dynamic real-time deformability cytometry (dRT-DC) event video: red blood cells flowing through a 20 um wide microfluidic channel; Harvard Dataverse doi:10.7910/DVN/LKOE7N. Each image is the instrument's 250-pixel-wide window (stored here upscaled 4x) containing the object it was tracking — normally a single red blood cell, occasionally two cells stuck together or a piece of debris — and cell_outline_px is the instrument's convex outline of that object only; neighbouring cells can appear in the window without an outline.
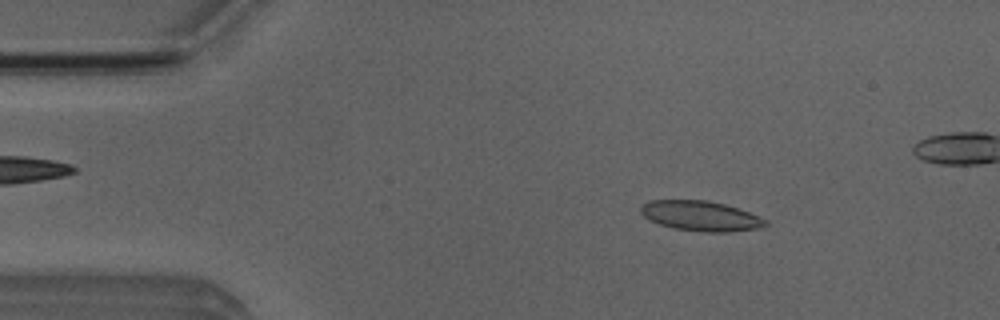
{"species": "Egyptian fruit bat (a non-hibernating species)", "species_latin": "Rousettus aegyptiacus", "temperature_condition": "room temperature", "stored_images_in_passage": 31, "camera_frame_rate_fps": 3000, "um_per_image_px": 0.085, "animal": {"sex": "male"}, "frame": {"image": 1, "passage_image": 2, "time_ms": 0.333, "image_size_px": [1000, 320], "cell_outline_px": [[768, 224], [764, 228], [728, 232], [708, 232], [672, 228], [648, 220], [640, 212], [640, 204], [648, 200], [708, 200], [724, 204], [748, 212], [768, 220]], "centroid_in_image_um": [59.55, 18.35], "position_along_channel_um": 25.5, "area_um2": 22.02}}
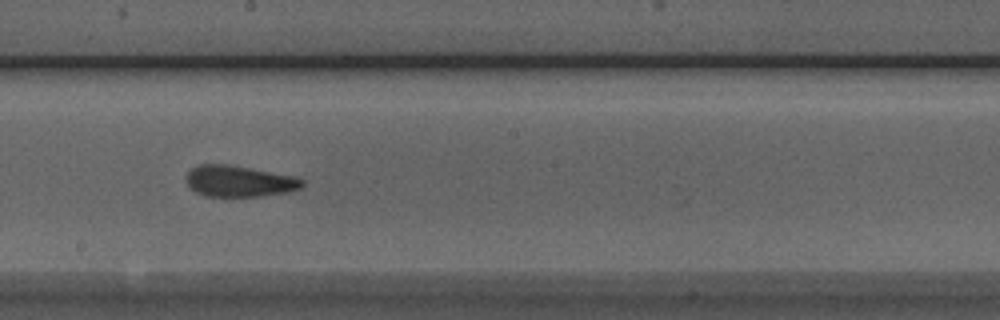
{"frame": {"image": 2, "passage_image": 22, "time_ms": 7.0, "image_size_px": [1000, 320], "cell_outline_px": [[304, 184], [300, 188], [288, 192], [260, 196], [204, 196], [196, 192], [188, 184], [184, 176], [192, 168], [200, 164], [224, 164], [296, 176], [304, 180]], "centroid_in_image_um": [20.33, 15.4], "position_along_channel_um": 227.9, "area_um2": 20.98}}
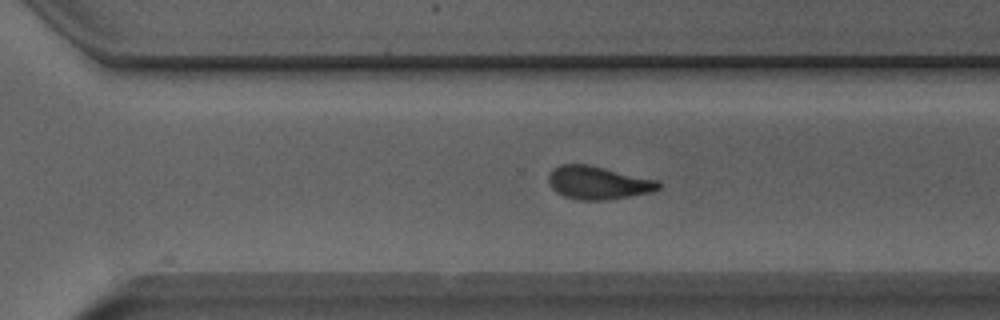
{"frame": {"image": 3, "passage_image": 29, "time_ms": 9.333, "image_size_px": [1000, 320], "cell_outline_px": [[664, 184], [660, 188], [652, 192], [608, 200], [580, 200], [564, 196], [556, 192], [548, 184], [548, 176], [560, 164], [588, 164], [660, 180]], "centroid_in_image_um": [50.89, 15.53], "position_along_channel_um": 319.7, "area_um2": 21.44}}